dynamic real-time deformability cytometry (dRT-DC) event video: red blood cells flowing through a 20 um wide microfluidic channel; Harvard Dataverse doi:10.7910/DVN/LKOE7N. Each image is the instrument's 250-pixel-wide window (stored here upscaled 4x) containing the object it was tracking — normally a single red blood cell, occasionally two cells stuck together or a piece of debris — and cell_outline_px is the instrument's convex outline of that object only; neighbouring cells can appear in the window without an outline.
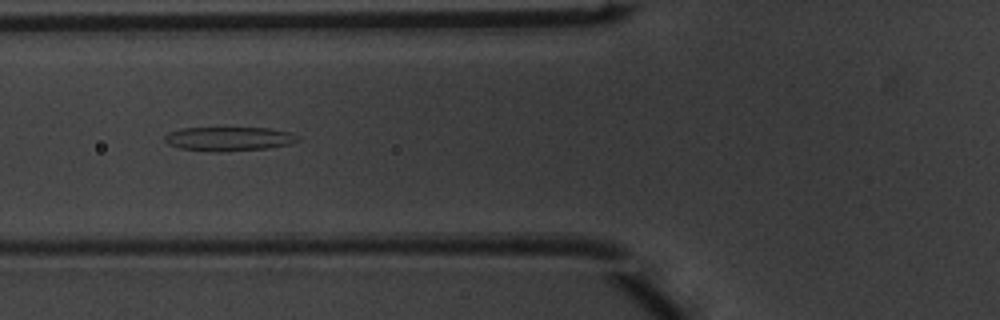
{"species": "common noctule bat (a hibernating species)", "species_latin": "Nyctalus noctula", "temperature_condition": "warm", "stored_images_in_passage": 50, "camera_frame_rate_fps": 3000, "um_per_image_px": 0.085, "animal": {"sex": "male", "body_mass_g": 20.1, "forearm_length_mm": 53.5}, "frame": {"image": 1, "passage_image": 19, "time_ms": 6.0, "image_size_px": [1000, 320], "cell_outline_px": [[300, 140], [288, 144], [268, 148], [216, 152], [212, 152], [180, 148], [168, 144], [164, 140], [164, 136], [168, 132], [184, 128], [268, 128], [292, 132]], "centroid_in_image_um": [19.43, 11.8], "position_along_channel_um": 106.4, "area_um2": 18.61}}
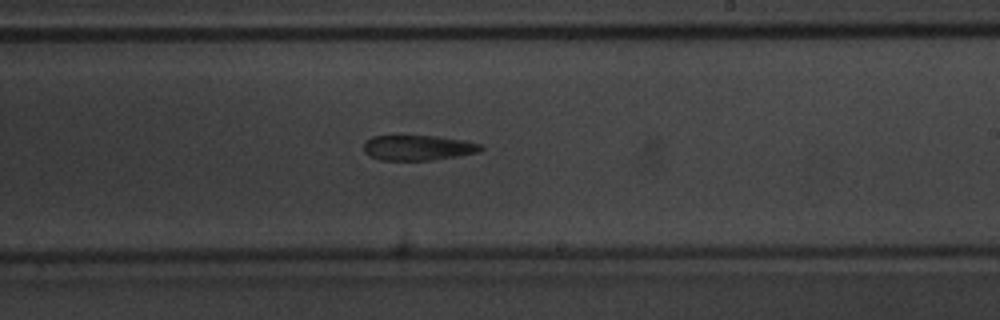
{"frame": {"image": 2, "passage_image": 30, "time_ms": 9.667, "image_size_px": [1000, 320], "cell_outline_px": [[484, 148], [480, 152], [432, 160], [380, 160], [364, 152], [364, 140], [372, 136], [436, 136], [464, 140], [480, 144]], "centroid_in_image_um": [35.53, 12.55], "position_along_channel_um": 253.5, "area_um2": 17.17}}
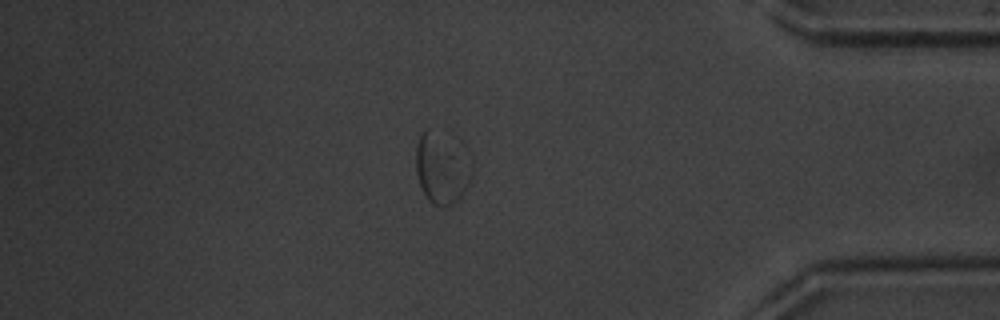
{"frame": {"image": 3, "passage_image": 43, "time_ms": 14.0, "image_size_px": [1000, 320], "cell_outline_px": [[472, 172], [468, 184], [460, 196], [452, 204], [432, 204], [428, 200], [420, 184], [416, 172], [416, 144], [420, 132], [424, 128], [428, 128], [460, 140], [464, 144], [472, 156]], "centroid_in_image_um": [37.59, 14.15], "position_along_channel_um": 397.6, "area_um2": 24.04}, "authors_computed_cell_mechanics": {"area_um2": 19.2185, "velocity_mm_per_s": 4.0045, "shape_relaxation_time_tau1_ms": null, "shape_relaxation_time_tau2_ms": 8.9357, "deformation_change_tau1": null, "deformation_change_tau2": 0.203}}